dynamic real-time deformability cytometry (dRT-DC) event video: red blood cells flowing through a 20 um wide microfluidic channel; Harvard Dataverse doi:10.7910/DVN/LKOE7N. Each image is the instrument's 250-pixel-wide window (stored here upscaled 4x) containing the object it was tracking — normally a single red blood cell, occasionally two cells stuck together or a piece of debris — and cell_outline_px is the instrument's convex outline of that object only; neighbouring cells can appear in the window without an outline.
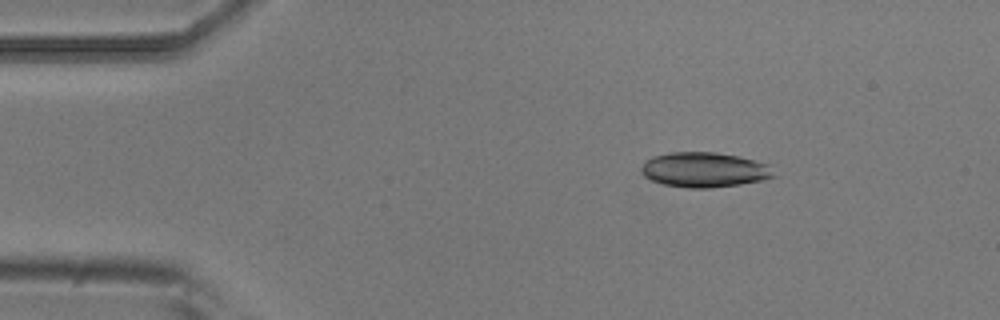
{"species": "common noctule bat (a hibernating species)", "species_latin": "Nyctalus noctula", "temperature_condition": "room temperature", "stored_images_in_passage": 52, "camera_frame_rate_fps": 3000, "um_per_image_px": 0.085, "animal": {"sex": "male", "body_mass_g": 20.5, "forearm_length_mm": 52.5}, "frame": {"image": 1, "passage_image": 7, "time_ms": 2.0, "image_size_px": [1000, 320], "cell_outline_px": [[776, 176], [760, 180], [740, 184], [712, 188], [688, 188], [664, 184], [652, 180], [644, 176], [640, 172], [640, 168], [652, 156], [672, 152], [716, 152], [740, 156], [768, 164]], "centroid_in_image_um": [59.86, 14.43], "position_along_channel_um": 25.1, "area_um2": 26.93}}
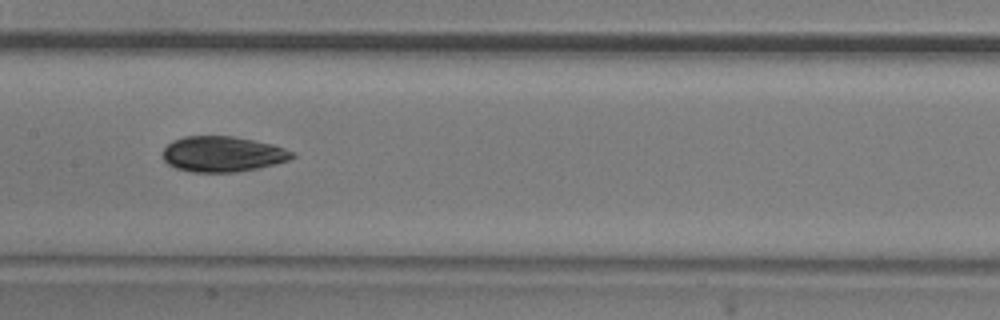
{"frame": {"image": 2, "passage_image": 25, "time_ms": 8.0, "image_size_px": [1000, 320], "cell_outline_px": [[296, 156], [288, 160], [276, 164], [236, 172], [192, 172], [176, 168], [168, 164], [164, 160], [164, 148], [172, 140], [184, 136], [232, 136], [272, 144], [284, 148], [292, 152]], "centroid_in_image_um": [18.91, 13.09], "position_along_channel_um": 188.5, "area_um2": 26.65}}
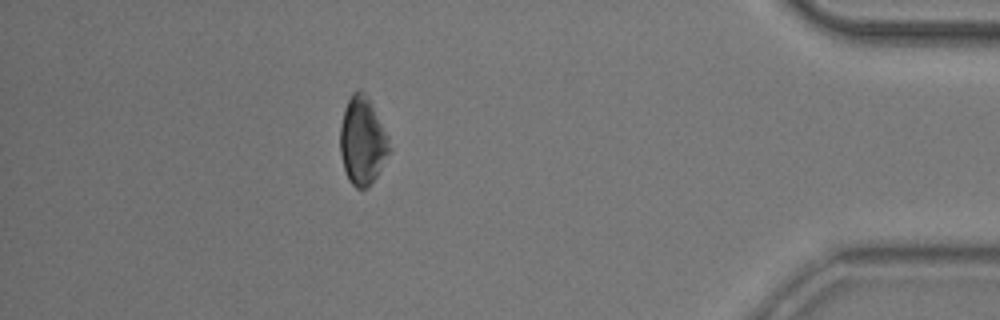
{"frame": {"image": 3, "passage_image": 46, "time_ms": 15.0, "image_size_px": [1000, 320], "cell_outline_px": [[392, 148], [376, 176], [368, 188], [356, 188], [348, 180], [344, 168], [340, 152], [340, 128], [344, 108], [352, 92], [364, 92], [368, 96], [388, 136]], "centroid_in_image_um": [30.81, 11.99], "position_along_channel_um": 404.4, "area_um2": 25.09}, "authors_computed_cell_mechanics": {"area_um2": 26.3857, "velocity_mm_per_s": 3.749, "shape_relaxation_time_tau1_ms": 3.0527, "shape_relaxation_time_tau2_ms": 6.2387, "deformation_change_tau1": 0.1118, "deformation_change_tau2": 0.1196}}